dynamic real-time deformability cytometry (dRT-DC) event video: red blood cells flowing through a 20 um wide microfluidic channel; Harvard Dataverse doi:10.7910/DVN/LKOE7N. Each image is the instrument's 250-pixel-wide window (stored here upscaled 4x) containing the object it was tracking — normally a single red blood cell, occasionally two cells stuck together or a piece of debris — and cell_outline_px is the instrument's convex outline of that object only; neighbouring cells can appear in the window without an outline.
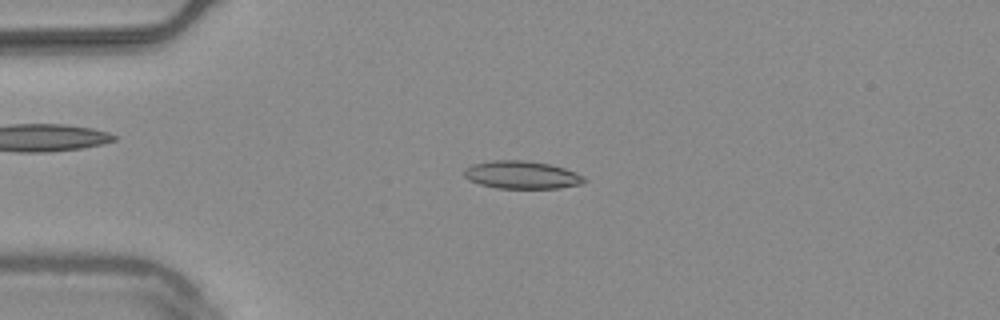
{"species": "common noctule bat (a hibernating species)", "species_latin": "Nyctalus noctula", "temperature_condition": "warm", "stored_images_in_passage": 54, "camera_frame_rate_fps": 3000, "um_per_image_px": 0.085, "animal": {"sex": "male", "body_mass_g": 20.4}, "frame": {"image": 1, "passage_image": 13, "time_ms": 4.0, "image_size_px": [1000, 320], "cell_outline_px": [[588, 180], [580, 184], [560, 188], [496, 188], [480, 184], [468, 180], [464, 176], [464, 168], [472, 164], [492, 160], [524, 160], [548, 164], [564, 168], [576, 172], [584, 176]], "centroid_in_image_um": [44.34, 14.86], "position_along_channel_um": 40.7, "area_um2": 19.54}}
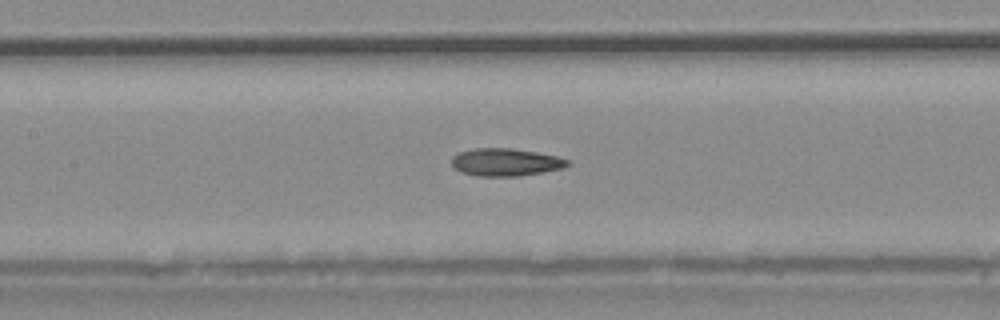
{"frame": {"image": 2, "passage_image": 25, "time_ms": 8.0, "image_size_px": [1000, 320], "cell_outline_px": [[572, 164], [564, 168], [544, 172], [520, 176], [476, 176], [460, 172], [452, 164], [452, 156], [460, 152], [476, 148], [512, 148], [536, 152], [556, 156], [572, 160]], "centroid_in_image_um": [43.03, 13.79], "position_along_channel_um": 164.4, "area_um2": 18.84}}
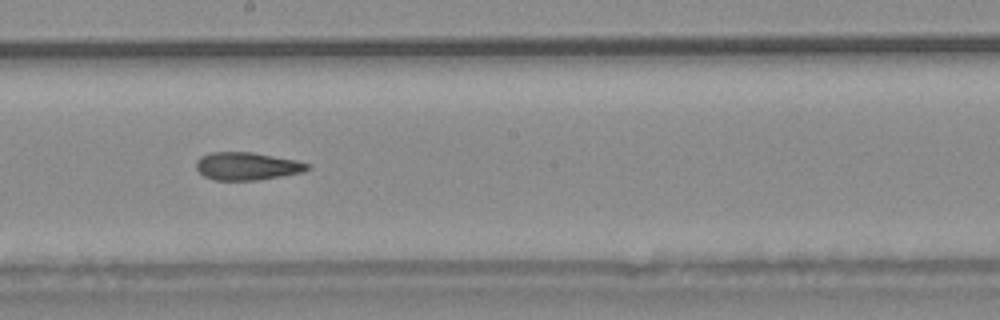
{"frame": {"image": 3, "passage_image": 30, "time_ms": 9.667, "image_size_px": [1000, 320], "cell_outline_px": [[312, 168], [304, 172], [256, 180], [216, 180], [204, 176], [196, 168], [196, 160], [200, 156], [212, 152], [252, 152], [296, 160], [308, 164]], "centroid_in_image_um": [20.99, 14.12], "position_along_channel_um": 227.2, "area_um2": 17.98}, "authors_computed_cell_mechanics": {"area_um2": 18.6694, "velocity_mm_per_s": 3.784, "shape_relaxation_time_tau1_ms": null, "shape_relaxation_time_tau2_ms": 4.7861, "deformation_change_tau1": null, "deformation_change_tau2": 0.1357}}